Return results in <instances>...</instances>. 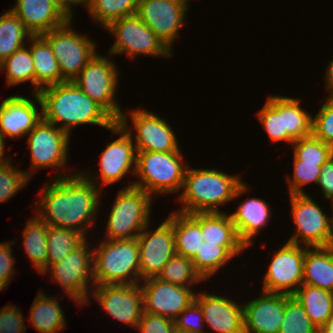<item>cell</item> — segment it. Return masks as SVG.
I'll list each match as a JSON object with an SVG mask.
<instances>
[{
    "instance_id": "50",
    "label": "cell",
    "mask_w": 333,
    "mask_h": 333,
    "mask_svg": "<svg viewBox=\"0 0 333 333\" xmlns=\"http://www.w3.org/2000/svg\"><path fill=\"white\" fill-rule=\"evenodd\" d=\"M324 76L326 83V91L328 90L329 92V96H327L326 98H333V59L328 63Z\"/></svg>"
},
{
    "instance_id": "7",
    "label": "cell",
    "mask_w": 333,
    "mask_h": 333,
    "mask_svg": "<svg viewBox=\"0 0 333 333\" xmlns=\"http://www.w3.org/2000/svg\"><path fill=\"white\" fill-rule=\"evenodd\" d=\"M110 56L98 52L72 81L115 121H119L124 112L116 99L120 72Z\"/></svg>"
},
{
    "instance_id": "23",
    "label": "cell",
    "mask_w": 333,
    "mask_h": 333,
    "mask_svg": "<svg viewBox=\"0 0 333 333\" xmlns=\"http://www.w3.org/2000/svg\"><path fill=\"white\" fill-rule=\"evenodd\" d=\"M10 10L32 36L43 35L71 18L53 0H16L15 6Z\"/></svg>"
},
{
    "instance_id": "34",
    "label": "cell",
    "mask_w": 333,
    "mask_h": 333,
    "mask_svg": "<svg viewBox=\"0 0 333 333\" xmlns=\"http://www.w3.org/2000/svg\"><path fill=\"white\" fill-rule=\"evenodd\" d=\"M301 98L283 96L284 131L288 132V145L312 135V113L301 107Z\"/></svg>"
},
{
    "instance_id": "9",
    "label": "cell",
    "mask_w": 333,
    "mask_h": 333,
    "mask_svg": "<svg viewBox=\"0 0 333 333\" xmlns=\"http://www.w3.org/2000/svg\"><path fill=\"white\" fill-rule=\"evenodd\" d=\"M289 197L295 232L288 241L308 248L331 246L333 216L328 217L309 194Z\"/></svg>"
},
{
    "instance_id": "19",
    "label": "cell",
    "mask_w": 333,
    "mask_h": 333,
    "mask_svg": "<svg viewBox=\"0 0 333 333\" xmlns=\"http://www.w3.org/2000/svg\"><path fill=\"white\" fill-rule=\"evenodd\" d=\"M144 312L160 315L171 320L183 312L193 301L196 290L193 287L163 282L156 277L142 280Z\"/></svg>"
},
{
    "instance_id": "20",
    "label": "cell",
    "mask_w": 333,
    "mask_h": 333,
    "mask_svg": "<svg viewBox=\"0 0 333 333\" xmlns=\"http://www.w3.org/2000/svg\"><path fill=\"white\" fill-rule=\"evenodd\" d=\"M35 98L14 95L3 99L0 104V133L11 139L25 137L43 118L42 102L38 93ZM40 108L38 109V105Z\"/></svg>"
},
{
    "instance_id": "37",
    "label": "cell",
    "mask_w": 333,
    "mask_h": 333,
    "mask_svg": "<svg viewBox=\"0 0 333 333\" xmlns=\"http://www.w3.org/2000/svg\"><path fill=\"white\" fill-rule=\"evenodd\" d=\"M85 239L86 238L80 232L74 229L48 226L47 268L66 257Z\"/></svg>"
},
{
    "instance_id": "41",
    "label": "cell",
    "mask_w": 333,
    "mask_h": 333,
    "mask_svg": "<svg viewBox=\"0 0 333 333\" xmlns=\"http://www.w3.org/2000/svg\"><path fill=\"white\" fill-rule=\"evenodd\" d=\"M318 329L303 306L292 296L285 304L279 333H318Z\"/></svg>"
},
{
    "instance_id": "47",
    "label": "cell",
    "mask_w": 333,
    "mask_h": 333,
    "mask_svg": "<svg viewBox=\"0 0 333 333\" xmlns=\"http://www.w3.org/2000/svg\"><path fill=\"white\" fill-rule=\"evenodd\" d=\"M136 329L140 333H176L173 320L146 312H143Z\"/></svg>"
},
{
    "instance_id": "3",
    "label": "cell",
    "mask_w": 333,
    "mask_h": 333,
    "mask_svg": "<svg viewBox=\"0 0 333 333\" xmlns=\"http://www.w3.org/2000/svg\"><path fill=\"white\" fill-rule=\"evenodd\" d=\"M241 178L215 168L196 169L187 165L182 191L177 194L182 206L177 211L185 214L222 212L219 206L240 198L250 189Z\"/></svg>"
},
{
    "instance_id": "28",
    "label": "cell",
    "mask_w": 333,
    "mask_h": 333,
    "mask_svg": "<svg viewBox=\"0 0 333 333\" xmlns=\"http://www.w3.org/2000/svg\"><path fill=\"white\" fill-rule=\"evenodd\" d=\"M29 309V320L40 333H58L66 328V318L56 297L39 291Z\"/></svg>"
},
{
    "instance_id": "17",
    "label": "cell",
    "mask_w": 333,
    "mask_h": 333,
    "mask_svg": "<svg viewBox=\"0 0 333 333\" xmlns=\"http://www.w3.org/2000/svg\"><path fill=\"white\" fill-rule=\"evenodd\" d=\"M148 224L136 237L139 246L141 280L157 277L163 266L176 254L172 213L155 230Z\"/></svg>"
},
{
    "instance_id": "52",
    "label": "cell",
    "mask_w": 333,
    "mask_h": 333,
    "mask_svg": "<svg viewBox=\"0 0 333 333\" xmlns=\"http://www.w3.org/2000/svg\"><path fill=\"white\" fill-rule=\"evenodd\" d=\"M4 137L2 136V134L0 133V169L4 168L7 164H9L12 160L11 157H6L4 158L5 155V141H4Z\"/></svg>"
},
{
    "instance_id": "42",
    "label": "cell",
    "mask_w": 333,
    "mask_h": 333,
    "mask_svg": "<svg viewBox=\"0 0 333 333\" xmlns=\"http://www.w3.org/2000/svg\"><path fill=\"white\" fill-rule=\"evenodd\" d=\"M324 164L303 163L301 160H293L292 177L286 176L288 186V195L308 194L303 188L306 185L314 183L317 185L322 166Z\"/></svg>"
},
{
    "instance_id": "5",
    "label": "cell",
    "mask_w": 333,
    "mask_h": 333,
    "mask_svg": "<svg viewBox=\"0 0 333 333\" xmlns=\"http://www.w3.org/2000/svg\"><path fill=\"white\" fill-rule=\"evenodd\" d=\"M181 149L172 152L137 151V179L133 186L154 194L180 193L187 169Z\"/></svg>"
},
{
    "instance_id": "48",
    "label": "cell",
    "mask_w": 333,
    "mask_h": 333,
    "mask_svg": "<svg viewBox=\"0 0 333 333\" xmlns=\"http://www.w3.org/2000/svg\"><path fill=\"white\" fill-rule=\"evenodd\" d=\"M15 240L0 243V281L7 287L16 271L14 270V260L12 247Z\"/></svg>"
},
{
    "instance_id": "2",
    "label": "cell",
    "mask_w": 333,
    "mask_h": 333,
    "mask_svg": "<svg viewBox=\"0 0 333 333\" xmlns=\"http://www.w3.org/2000/svg\"><path fill=\"white\" fill-rule=\"evenodd\" d=\"M43 119L69 136L76 126L96 125L108 130L116 121L95 101L82 92L73 81L41 89Z\"/></svg>"
},
{
    "instance_id": "51",
    "label": "cell",
    "mask_w": 333,
    "mask_h": 333,
    "mask_svg": "<svg viewBox=\"0 0 333 333\" xmlns=\"http://www.w3.org/2000/svg\"><path fill=\"white\" fill-rule=\"evenodd\" d=\"M93 0H67V14L73 18V16L75 15L74 9H72V7L74 8V5H82L85 6V9L87 10V8L91 5Z\"/></svg>"
},
{
    "instance_id": "45",
    "label": "cell",
    "mask_w": 333,
    "mask_h": 333,
    "mask_svg": "<svg viewBox=\"0 0 333 333\" xmlns=\"http://www.w3.org/2000/svg\"><path fill=\"white\" fill-rule=\"evenodd\" d=\"M174 323L178 331L207 333L206 330L203 331L205 323L202 310L195 301L176 317Z\"/></svg>"
},
{
    "instance_id": "29",
    "label": "cell",
    "mask_w": 333,
    "mask_h": 333,
    "mask_svg": "<svg viewBox=\"0 0 333 333\" xmlns=\"http://www.w3.org/2000/svg\"><path fill=\"white\" fill-rule=\"evenodd\" d=\"M246 248V246H219L218 244L202 242L191 261L197 272L206 281Z\"/></svg>"
},
{
    "instance_id": "4",
    "label": "cell",
    "mask_w": 333,
    "mask_h": 333,
    "mask_svg": "<svg viewBox=\"0 0 333 333\" xmlns=\"http://www.w3.org/2000/svg\"><path fill=\"white\" fill-rule=\"evenodd\" d=\"M93 248L94 286L140 284L137 238L104 240Z\"/></svg>"
},
{
    "instance_id": "54",
    "label": "cell",
    "mask_w": 333,
    "mask_h": 333,
    "mask_svg": "<svg viewBox=\"0 0 333 333\" xmlns=\"http://www.w3.org/2000/svg\"><path fill=\"white\" fill-rule=\"evenodd\" d=\"M53 1L67 13V0H53Z\"/></svg>"
},
{
    "instance_id": "22",
    "label": "cell",
    "mask_w": 333,
    "mask_h": 333,
    "mask_svg": "<svg viewBox=\"0 0 333 333\" xmlns=\"http://www.w3.org/2000/svg\"><path fill=\"white\" fill-rule=\"evenodd\" d=\"M194 301L202 310L205 326L213 333H244L243 303L207 291L196 292Z\"/></svg>"
},
{
    "instance_id": "15",
    "label": "cell",
    "mask_w": 333,
    "mask_h": 333,
    "mask_svg": "<svg viewBox=\"0 0 333 333\" xmlns=\"http://www.w3.org/2000/svg\"><path fill=\"white\" fill-rule=\"evenodd\" d=\"M268 265L262 292L293 295L303 284L305 246L287 241Z\"/></svg>"
},
{
    "instance_id": "43",
    "label": "cell",
    "mask_w": 333,
    "mask_h": 333,
    "mask_svg": "<svg viewBox=\"0 0 333 333\" xmlns=\"http://www.w3.org/2000/svg\"><path fill=\"white\" fill-rule=\"evenodd\" d=\"M15 167L11 161L0 169V202L10 200L22 188H25L31 179L26 174V170L22 171Z\"/></svg>"
},
{
    "instance_id": "12",
    "label": "cell",
    "mask_w": 333,
    "mask_h": 333,
    "mask_svg": "<svg viewBox=\"0 0 333 333\" xmlns=\"http://www.w3.org/2000/svg\"><path fill=\"white\" fill-rule=\"evenodd\" d=\"M119 137L107 142L105 150L100 154L99 173L88 170L87 173L80 171L88 180L98 188L120 183L127 173H136L137 151L131 134L124 126L116 121L108 131ZM93 174V175H92ZM95 176V177H94ZM102 181V182H101Z\"/></svg>"
},
{
    "instance_id": "16",
    "label": "cell",
    "mask_w": 333,
    "mask_h": 333,
    "mask_svg": "<svg viewBox=\"0 0 333 333\" xmlns=\"http://www.w3.org/2000/svg\"><path fill=\"white\" fill-rule=\"evenodd\" d=\"M189 0H139L136 15L171 51L183 28Z\"/></svg>"
},
{
    "instance_id": "32",
    "label": "cell",
    "mask_w": 333,
    "mask_h": 333,
    "mask_svg": "<svg viewBox=\"0 0 333 333\" xmlns=\"http://www.w3.org/2000/svg\"><path fill=\"white\" fill-rule=\"evenodd\" d=\"M27 221L23 234V248L40 275L47 269V232L48 225L36 215Z\"/></svg>"
},
{
    "instance_id": "31",
    "label": "cell",
    "mask_w": 333,
    "mask_h": 333,
    "mask_svg": "<svg viewBox=\"0 0 333 333\" xmlns=\"http://www.w3.org/2000/svg\"><path fill=\"white\" fill-rule=\"evenodd\" d=\"M304 308L310 320L320 328L333 313V293L302 284L292 295Z\"/></svg>"
},
{
    "instance_id": "49",
    "label": "cell",
    "mask_w": 333,
    "mask_h": 333,
    "mask_svg": "<svg viewBox=\"0 0 333 333\" xmlns=\"http://www.w3.org/2000/svg\"><path fill=\"white\" fill-rule=\"evenodd\" d=\"M319 185L321 192L326 199L333 204V155L322 166V172L320 174L317 186Z\"/></svg>"
},
{
    "instance_id": "36",
    "label": "cell",
    "mask_w": 333,
    "mask_h": 333,
    "mask_svg": "<svg viewBox=\"0 0 333 333\" xmlns=\"http://www.w3.org/2000/svg\"><path fill=\"white\" fill-rule=\"evenodd\" d=\"M256 116L271 142L288 144V132L284 131L283 123V96L268 95Z\"/></svg>"
},
{
    "instance_id": "56",
    "label": "cell",
    "mask_w": 333,
    "mask_h": 333,
    "mask_svg": "<svg viewBox=\"0 0 333 333\" xmlns=\"http://www.w3.org/2000/svg\"><path fill=\"white\" fill-rule=\"evenodd\" d=\"M332 207H333V204H332ZM332 211H333V208H332ZM332 213H333V212H332ZM332 216H333V215H332ZM331 246L333 247V234H332Z\"/></svg>"
},
{
    "instance_id": "24",
    "label": "cell",
    "mask_w": 333,
    "mask_h": 333,
    "mask_svg": "<svg viewBox=\"0 0 333 333\" xmlns=\"http://www.w3.org/2000/svg\"><path fill=\"white\" fill-rule=\"evenodd\" d=\"M270 209L265 200L252 197L240 202L234 213L230 214L238 236L247 248L271 219Z\"/></svg>"
},
{
    "instance_id": "14",
    "label": "cell",
    "mask_w": 333,
    "mask_h": 333,
    "mask_svg": "<svg viewBox=\"0 0 333 333\" xmlns=\"http://www.w3.org/2000/svg\"><path fill=\"white\" fill-rule=\"evenodd\" d=\"M27 136L31 168L26 174L30 178L35 171L42 168L55 167L61 168L58 169L61 171L64 166L66 168L70 136L65 131L42 118Z\"/></svg>"
},
{
    "instance_id": "53",
    "label": "cell",
    "mask_w": 333,
    "mask_h": 333,
    "mask_svg": "<svg viewBox=\"0 0 333 333\" xmlns=\"http://www.w3.org/2000/svg\"><path fill=\"white\" fill-rule=\"evenodd\" d=\"M318 333H333V313L328 320L318 329Z\"/></svg>"
},
{
    "instance_id": "25",
    "label": "cell",
    "mask_w": 333,
    "mask_h": 333,
    "mask_svg": "<svg viewBox=\"0 0 333 333\" xmlns=\"http://www.w3.org/2000/svg\"><path fill=\"white\" fill-rule=\"evenodd\" d=\"M27 45H29L35 69V93L45 87L66 82L52 47L42 35L32 36Z\"/></svg>"
},
{
    "instance_id": "39",
    "label": "cell",
    "mask_w": 333,
    "mask_h": 333,
    "mask_svg": "<svg viewBox=\"0 0 333 333\" xmlns=\"http://www.w3.org/2000/svg\"><path fill=\"white\" fill-rule=\"evenodd\" d=\"M163 282H168L183 287H193L205 281L195 269L191 259L175 254L162 268L156 277ZM193 285V286H192Z\"/></svg>"
},
{
    "instance_id": "11",
    "label": "cell",
    "mask_w": 333,
    "mask_h": 333,
    "mask_svg": "<svg viewBox=\"0 0 333 333\" xmlns=\"http://www.w3.org/2000/svg\"><path fill=\"white\" fill-rule=\"evenodd\" d=\"M104 29L115 39L107 52L111 56L126 54L130 59L137 55L170 58L173 54L136 14L114 20Z\"/></svg>"
},
{
    "instance_id": "26",
    "label": "cell",
    "mask_w": 333,
    "mask_h": 333,
    "mask_svg": "<svg viewBox=\"0 0 333 333\" xmlns=\"http://www.w3.org/2000/svg\"><path fill=\"white\" fill-rule=\"evenodd\" d=\"M227 213L223 210L190 215L200 224L204 242L219 246H246L238 236L230 212Z\"/></svg>"
},
{
    "instance_id": "30",
    "label": "cell",
    "mask_w": 333,
    "mask_h": 333,
    "mask_svg": "<svg viewBox=\"0 0 333 333\" xmlns=\"http://www.w3.org/2000/svg\"><path fill=\"white\" fill-rule=\"evenodd\" d=\"M172 226L176 254L191 259L204 242L200 224L190 214L174 210Z\"/></svg>"
},
{
    "instance_id": "40",
    "label": "cell",
    "mask_w": 333,
    "mask_h": 333,
    "mask_svg": "<svg viewBox=\"0 0 333 333\" xmlns=\"http://www.w3.org/2000/svg\"><path fill=\"white\" fill-rule=\"evenodd\" d=\"M293 160L303 163L325 164L333 155V147L313 135L294 141L292 144Z\"/></svg>"
},
{
    "instance_id": "13",
    "label": "cell",
    "mask_w": 333,
    "mask_h": 333,
    "mask_svg": "<svg viewBox=\"0 0 333 333\" xmlns=\"http://www.w3.org/2000/svg\"><path fill=\"white\" fill-rule=\"evenodd\" d=\"M129 111L123 112L119 122L131 134L136 151L172 152L180 150L177 137L167 120L145 109L136 108ZM129 117L132 121L131 127L128 124Z\"/></svg>"
},
{
    "instance_id": "27",
    "label": "cell",
    "mask_w": 333,
    "mask_h": 333,
    "mask_svg": "<svg viewBox=\"0 0 333 333\" xmlns=\"http://www.w3.org/2000/svg\"><path fill=\"white\" fill-rule=\"evenodd\" d=\"M303 284L333 293V247H305Z\"/></svg>"
},
{
    "instance_id": "8",
    "label": "cell",
    "mask_w": 333,
    "mask_h": 333,
    "mask_svg": "<svg viewBox=\"0 0 333 333\" xmlns=\"http://www.w3.org/2000/svg\"><path fill=\"white\" fill-rule=\"evenodd\" d=\"M87 238L66 257L58 263L50 265L43 273L51 276L56 284L61 285L67 293L69 299H72L78 306L89 305L88 301L91 291L94 287L93 275V251ZM89 247V248H88ZM48 272V273H47ZM91 282L90 287H88Z\"/></svg>"
},
{
    "instance_id": "57",
    "label": "cell",
    "mask_w": 333,
    "mask_h": 333,
    "mask_svg": "<svg viewBox=\"0 0 333 333\" xmlns=\"http://www.w3.org/2000/svg\"><path fill=\"white\" fill-rule=\"evenodd\" d=\"M176 333H190V332L176 330Z\"/></svg>"
},
{
    "instance_id": "18",
    "label": "cell",
    "mask_w": 333,
    "mask_h": 333,
    "mask_svg": "<svg viewBox=\"0 0 333 333\" xmlns=\"http://www.w3.org/2000/svg\"><path fill=\"white\" fill-rule=\"evenodd\" d=\"M90 290L92 292L89 298H95L109 317L137 328L144 312L140 284L98 285Z\"/></svg>"
},
{
    "instance_id": "33",
    "label": "cell",
    "mask_w": 333,
    "mask_h": 333,
    "mask_svg": "<svg viewBox=\"0 0 333 333\" xmlns=\"http://www.w3.org/2000/svg\"><path fill=\"white\" fill-rule=\"evenodd\" d=\"M32 34L9 9L0 16V63L25 46Z\"/></svg>"
},
{
    "instance_id": "46",
    "label": "cell",
    "mask_w": 333,
    "mask_h": 333,
    "mask_svg": "<svg viewBox=\"0 0 333 333\" xmlns=\"http://www.w3.org/2000/svg\"><path fill=\"white\" fill-rule=\"evenodd\" d=\"M8 303L0 309V333H25L26 321L20 308ZM20 310V311H19Z\"/></svg>"
},
{
    "instance_id": "21",
    "label": "cell",
    "mask_w": 333,
    "mask_h": 333,
    "mask_svg": "<svg viewBox=\"0 0 333 333\" xmlns=\"http://www.w3.org/2000/svg\"><path fill=\"white\" fill-rule=\"evenodd\" d=\"M291 295L262 292L243 302L244 333H279L286 302Z\"/></svg>"
},
{
    "instance_id": "1",
    "label": "cell",
    "mask_w": 333,
    "mask_h": 333,
    "mask_svg": "<svg viewBox=\"0 0 333 333\" xmlns=\"http://www.w3.org/2000/svg\"><path fill=\"white\" fill-rule=\"evenodd\" d=\"M66 170L42 185L35 215L48 226L74 229L86 238L102 205V190L80 171Z\"/></svg>"
},
{
    "instance_id": "6",
    "label": "cell",
    "mask_w": 333,
    "mask_h": 333,
    "mask_svg": "<svg viewBox=\"0 0 333 333\" xmlns=\"http://www.w3.org/2000/svg\"><path fill=\"white\" fill-rule=\"evenodd\" d=\"M153 197L130 182L119 189L106 224L105 240L136 238L150 224Z\"/></svg>"
},
{
    "instance_id": "10",
    "label": "cell",
    "mask_w": 333,
    "mask_h": 333,
    "mask_svg": "<svg viewBox=\"0 0 333 333\" xmlns=\"http://www.w3.org/2000/svg\"><path fill=\"white\" fill-rule=\"evenodd\" d=\"M72 20L74 18L42 35L52 47L62 77L66 81H72L98 53L96 41L87 34L80 35V32L74 30Z\"/></svg>"
},
{
    "instance_id": "55",
    "label": "cell",
    "mask_w": 333,
    "mask_h": 333,
    "mask_svg": "<svg viewBox=\"0 0 333 333\" xmlns=\"http://www.w3.org/2000/svg\"><path fill=\"white\" fill-rule=\"evenodd\" d=\"M6 286L0 281V292L4 290Z\"/></svg>"
},
{
    "instance_id": "38",
    "label": "cell",
    "mask_w": 333,
    "mask_h": 333,
    "mask_svg": "<svg viewBox=\"0 0 333 333\" xmlns=\"http://www.w3.org/2000/svg\"><path fill=\"white\" fill-rule=\"evenodd\" d=\"M139 0H93L87 13L100 26L106 28L112 21L137 13Z\"/></svg>"
},
{
    "instance_id": "35",
    "label": "cell",
    "mask_w": 333,
    "mask_h": 333,
    "mask_svg": "<svg viewBox=\"0 0 333 333\" xmlns=\"http://www.w3.org/2000/svg\"><path fill=\"white\" fill-rule=\"evenodd\" d=\"M0 70L6 73L7 86L21 85L30 81L35 93V69L30 48L27 44L0 63Z\"/></svg>"
},
{
    "instance_id": "44",
    "label": "cell",
    "mask_w": 333,
    "mask_h": 333,
    "mask_svg": "<svg viewBox=\"0 0 333 333\" xmlns=\"http://www.w3.org/2000/svg\"><path fill=\"white\" fill-rule=\"evenodd\" d=\"M312 135L333 147V98H326L312 116Z\"/></svg>"
}]
</instances>
